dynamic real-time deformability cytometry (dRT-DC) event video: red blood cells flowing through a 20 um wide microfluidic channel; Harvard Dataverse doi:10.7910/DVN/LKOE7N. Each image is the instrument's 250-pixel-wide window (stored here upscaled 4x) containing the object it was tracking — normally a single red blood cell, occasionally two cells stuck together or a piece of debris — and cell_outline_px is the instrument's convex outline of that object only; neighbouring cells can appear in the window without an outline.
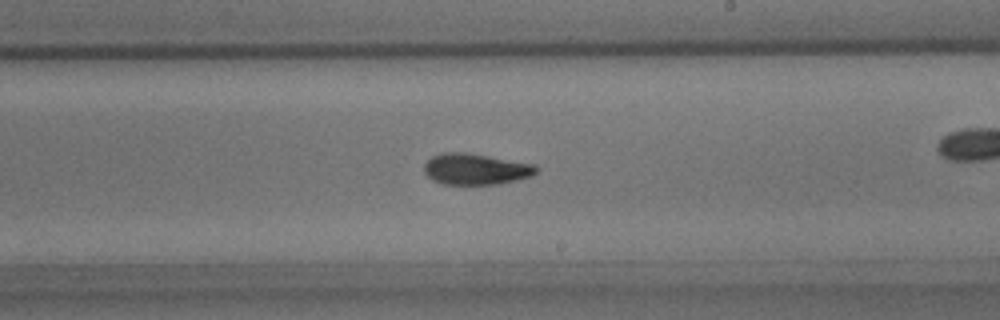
{"species": "common noctule bat (a hibernating species)", "species_latin": "Nyctalus noctula", "temperature_condition": "room temperature", "stored_images_in_passage": 43, "camera_frame_rate_fps": 3000, "um_per_image_px": 0.085, "animal": {"sex": "male", "body_mass_g": 15.6}, "frame": {"image": 1, "passage_image": 19, "time_ms": 6.0, "image_size_px": [1000, 320], "cell_outline_px": [[540, 172], [532, 176], [516, 180], [496, 184], [444, 184], [432, 180], [424, 172], [424, 164], [432, 156], [440, 152], [464, 152], [536, 164], [540, 168]], "centroid_in_image_um": [40.47, 14.37], "position_along_channel_um": 248.5, "area_um2": 20.52}, "authors_computed_cell_mechanics": {"area_um2": 20.4034, "velocity_mm_per_s": 3.6664, "shape_relaxation_time_tau1_ms": 4.1529, "shape_relaxation_time_tau2_ms": 2.2024, "deformation_change_tau1": 0.1609, "deformation_change_tau2": 0.0788}}